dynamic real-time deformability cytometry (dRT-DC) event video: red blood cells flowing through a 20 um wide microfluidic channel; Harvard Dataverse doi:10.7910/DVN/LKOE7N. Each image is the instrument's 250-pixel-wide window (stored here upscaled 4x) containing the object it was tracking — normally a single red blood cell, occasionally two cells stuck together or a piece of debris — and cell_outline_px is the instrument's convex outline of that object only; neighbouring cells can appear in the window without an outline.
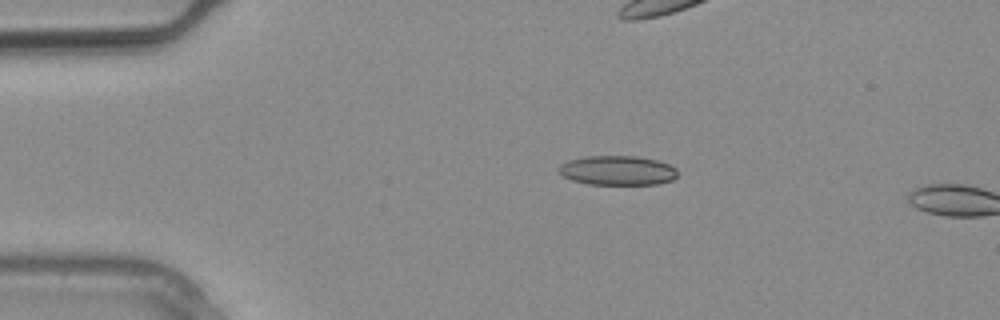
{"species": "common noctule bat (a hibernating species)", "species_latin": "Nyctalus noctula", "temperature_condition": "warm", "stored_images_in_passage": 2, "camera_frame_rate_fps": 3000, "um_per_image_px": 0.085, "animal": {"sex": "male", "body_mass_g": 20.4}, "frame": {"image": 1, "passage_image": 1, "time_ms": 0.0, "image_size_px": [1000, 320], "cell_outline_px": [[676, 176], [672, 180], [656, 184], [588, 184], [572, 180], [564, 176], [560, 172], [560, 164], [568, 160], [584, 156], [636, 156], [656, 160], [668, 164], [676, 168]], "centroid_in_image_um": [52.48, 14.48], "position_along_channel_um": 32.5, "area_um2": 20.23}}